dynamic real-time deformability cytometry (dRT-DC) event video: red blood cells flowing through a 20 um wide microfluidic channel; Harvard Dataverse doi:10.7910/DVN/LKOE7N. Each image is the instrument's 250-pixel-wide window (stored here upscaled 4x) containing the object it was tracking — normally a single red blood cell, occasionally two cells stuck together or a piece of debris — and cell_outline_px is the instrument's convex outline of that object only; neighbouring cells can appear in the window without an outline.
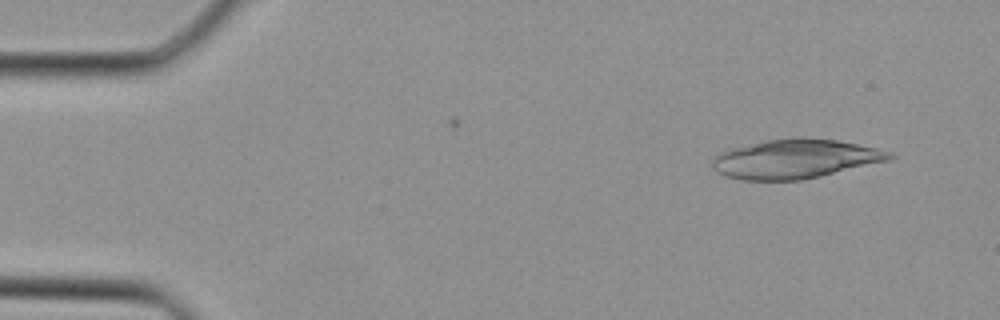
{"species": "Egyptian fruit bat (a non-hibernating species)", "species_latin": "Rousettus aegyptiacus", "temperature_condition": "cold", "stored_images_in_passage": 4, "camera_frame_rate_fps": 3000, "um_per_image_px": 0.085, "animal": {"sex": "female"}, "frame": {"image": 1, "passage_image": 2, "time_ms": 0.333, "image_size_px": [1000, 320], "cell_outline_px": [[896, 156], [888, 160], [820, 176], [800, 180], [744, 180], [724, 176], [716, 172], [708, 164], [720, 152], [728, 148], [768, 140], [796, 136], [804, 136], [836, 140], [876, 148], [892, 152]], "centroid_in_image_um": [67.53, 13.49], "position_along_channel_um": 17.5, "area_um2": 40.63}}